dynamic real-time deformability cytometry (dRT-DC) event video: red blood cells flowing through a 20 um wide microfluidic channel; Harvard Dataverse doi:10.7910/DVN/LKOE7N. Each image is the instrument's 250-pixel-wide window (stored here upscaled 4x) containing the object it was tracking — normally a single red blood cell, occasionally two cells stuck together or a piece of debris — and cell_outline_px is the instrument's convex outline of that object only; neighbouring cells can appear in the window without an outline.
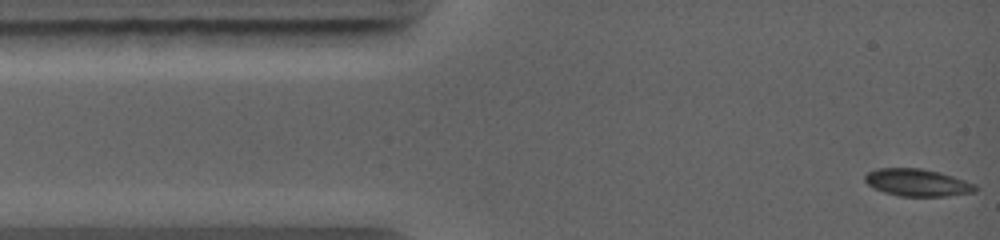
{"species": "common noctule bat (a hibernating species)", "species_latin": "Nyctalus noctula", "temperature_condition": "warm", "stored_images_in_passage": 18, "camera_frame_rate_fps": 5000, "um_per_image_px": 0.085, "animal": {"sex": "female", "body_mass_g": 19.0, "forearm_length_mm": 56.7}, "frame": {"image": 1, "passage_image": 1, "time_ms": 0.0, "image_size_px": [1000, 240], "cell_outline_px": [[980, 188], [976, 192], [944, 196], [900, 196], [884, 192], [872, 188], [864, 180], [864, 176], [868, 172], [876, 168], [920, 168], [940, 172], [976, 184]], "centroid_in_image_um": [77.98, 15.52], "position_along_channel_um": 7.0, "area_um2": 17.69}}
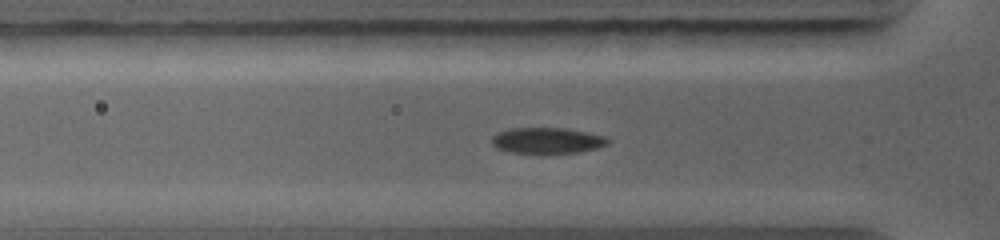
{"frame": {"image": 2, "passage_image": 8, "time_ms": 3.0, "image_size_px": [1000, 240], "cell_outline_px": [[608, 144], [596, 148], [580, 152], [536, 156], [508, 152], [496, 148], [492, 144], [492, 136], [496, 132], [508, 128], [568, 128], [604, 136], [608, 140]], "centroid_in_image_um": [46.43, 11.99], "position_along_channel_um": 79.4, "area_um2": 18.38}}
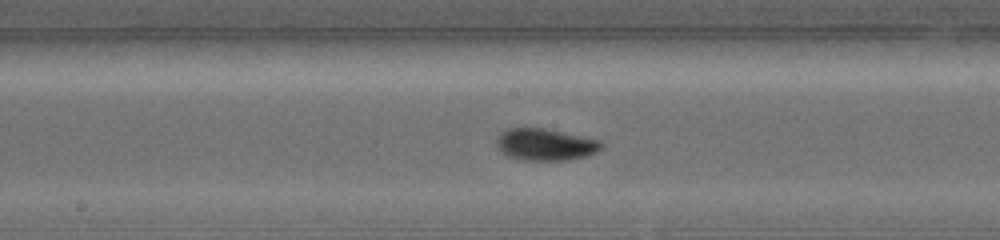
{"frame": {"image": 3, "passage_image": 15, "time_ms": 5.6, "image_size_px": [1000, 240], "cell_outline_px": [[604, 148], [588, 156], [568, 160], [520, 160], [508, 156], [496, 144], [496, 136], [500, 132], [508, 128], [548, 128], [600, 140], [604, 144]], "centroid_in_image_um": [46.39, 12.27], "position_along_channel_um": 201.8, "area_um2": 19.77}}